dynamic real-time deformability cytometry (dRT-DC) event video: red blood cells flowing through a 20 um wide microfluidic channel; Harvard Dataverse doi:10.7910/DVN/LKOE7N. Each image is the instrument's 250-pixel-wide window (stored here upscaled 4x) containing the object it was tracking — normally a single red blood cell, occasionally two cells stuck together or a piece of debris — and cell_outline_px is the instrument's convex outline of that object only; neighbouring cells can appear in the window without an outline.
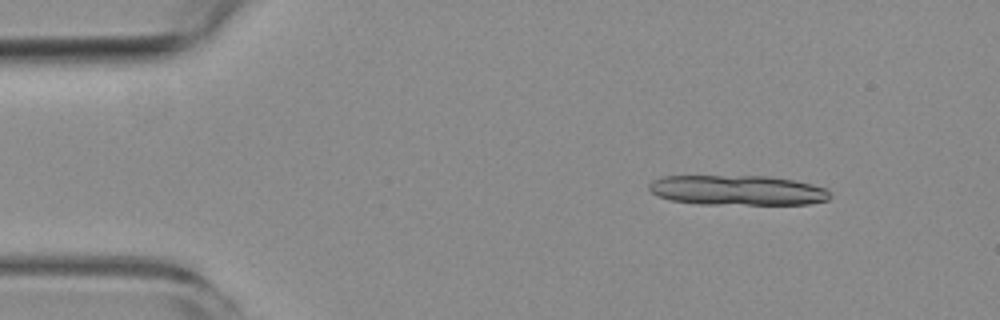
{"species": "common noctule bat (a hibernating species)", "species_latin": "Nyctalus noctula", "temperature_condition": "room temperature", "stored_images_in_passage": 8, "camera_frame_rate_fps": 3000, "um_per_image_px": 0.085, "animal": {"sex": "female", "body_mass_g": 19.3, "forearm_length_mm": 54.1}, "frame": {"image": 1, "passage_image": 2, "time_ms": 1.333, "image_size_px": [1000, 320], "cell_outline_px": [[832, 196], [828, 200], [808, 204], [700, 204], [672, 200], [660, 196], [652, 192], [648, 188], [648, 184], [652, 180], [664, 176], [768, 176], [792, 180], [812, 184], [824, 188]], "centroid_in_image_um": [62.68, 16.17], "position_along_channel_um": 22.3, "area_um2": 31.5}}
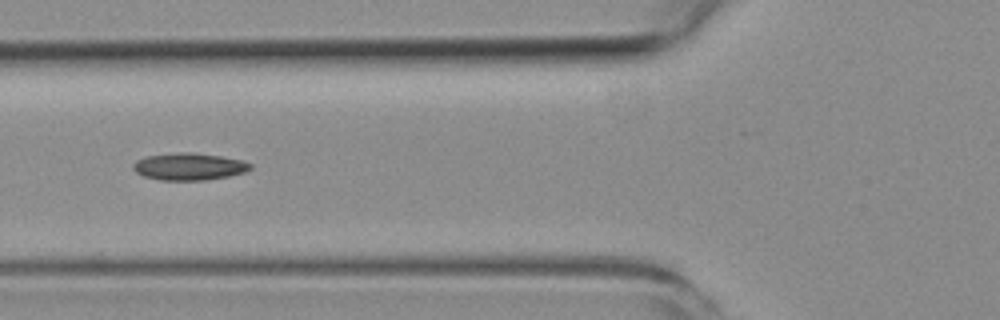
{"frame": {"image": 2, "passage_image": 6, "time_ms": 6.0, "image_size_px": [1000, 320], "cell_outline_px": [[252, 168], [244, 172], [228, 176], [204, 180], [160, 180], [144, 176], [136, 172], [132, 168], [132, 164], [136, 160], [148, 156], [180, 152], [192, 152], [220, 156], [244, 160], [252, 164]], "centroid_in_image_um": [16.08, 14.15], "position_along_channel_um": 109.7, "area_um2": 18.5}}
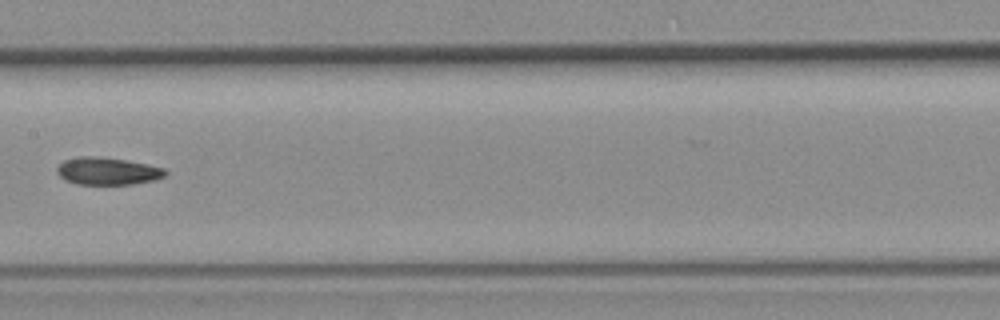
{"frame": {"image": 3, "passage_image": 8, "time_ms": 8.333, "image_size_px": [1000, 320], "cell_outline_px": [[168, 172], [164, 176], [152, 180], [132, 184], [76, 184], [64, 180], [56, 172], [56, 168], [64, 160], [76, 156], [100, 156], [148, 164], [164, 168]], "centroid_in_image_um": [9.1, 14.53], "position_along_channel_um": 198.3, "area_um2": 17.34}}